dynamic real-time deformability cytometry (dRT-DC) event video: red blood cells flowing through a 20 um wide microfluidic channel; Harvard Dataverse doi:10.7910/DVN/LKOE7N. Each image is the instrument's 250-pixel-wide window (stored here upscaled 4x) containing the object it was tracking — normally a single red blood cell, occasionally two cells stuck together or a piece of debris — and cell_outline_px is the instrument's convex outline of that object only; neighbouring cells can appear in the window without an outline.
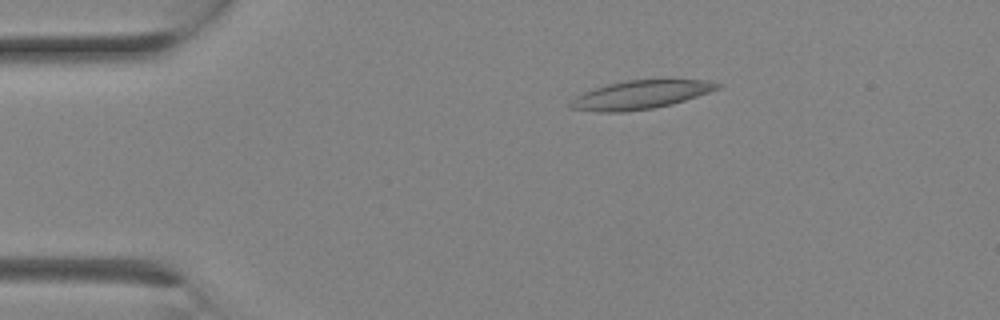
{"species": "Egyptian fruit bat (a non-hibernating species)", "species_latin": "Rousettus aegyptiacus", "temperature_condition": "room temperature", "stored_images_in_passage": 10, "camera_frame_rate_fps": 3000, "um_per_image_px": 0.085, "animal": {"sex": "female"}, "frame": {"image": 1, "passage_image": 4, "time_ms": 1.0, "image_size_px": [1000, 320], "cell_outline_px": [[724, 84], [720, 88], [672, 104], [652, 108], [624, 112], [600, 112], [568, 108], [568, 104], [576, 96], [584, 92], [608, 84], [628, 80], [708, 80]], "centroid_in_image_um": [54.43, 8.06], "position_along_channel_um": 30.6, "area_um2": 24.16}}
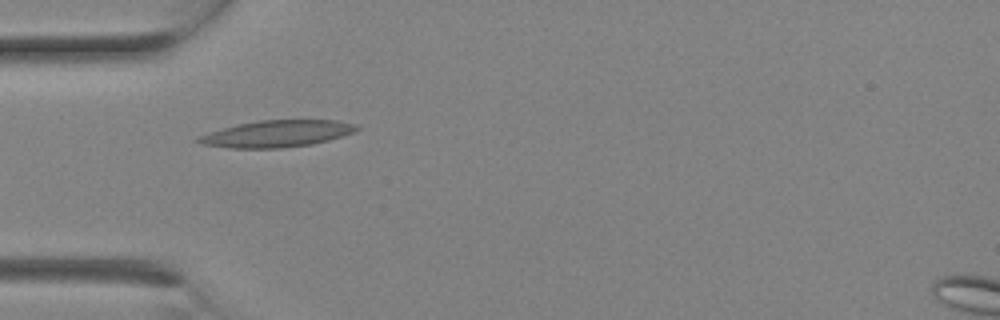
{"frame": {"image": 2, "passage_image": 7, "time_ms": 2.0, "image_size_px": [1000, 320], "cell_outline_px": [[360, 128], [352, 132], [328, 140], [312, 144], [280, 148], [228, 148], [200, 144], [196, 140], [200, 136], [224, 128], [240, 124], [260, 120], [336, 120], [360, 124]], "centroid_in_image_um": [23.58, 11.36], "position_along_channel_um": 61.4, "area_um2": 24.39}}
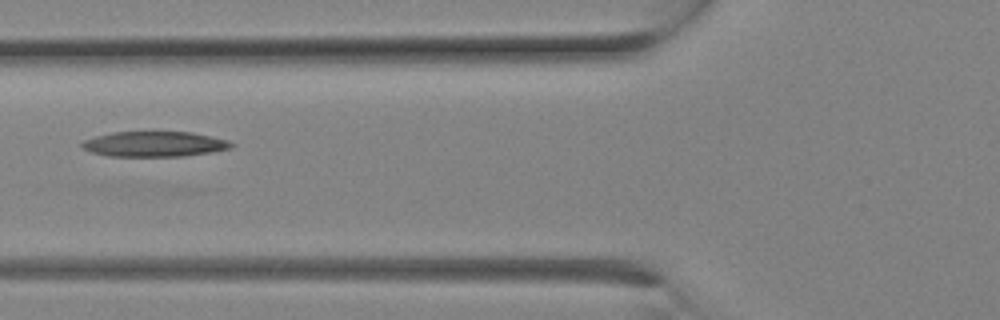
{"frame": {"image": 3, "passage_image": 9, "time_ms": 2.667, "image_size_px": [1000, 320], "cell_outline_px": [[236, 144], [232, 148], [212, 152], [184, 156], [108, 156], [92, 152], [84, 148], [80, 144], [84, 140], [96, 136], [112, 132], [192, 132], [228, 140]], "centroid_in_image_um": [13.16, 12.24], "position_along_channel_um": 112.6, "area_um2": 21.96}}